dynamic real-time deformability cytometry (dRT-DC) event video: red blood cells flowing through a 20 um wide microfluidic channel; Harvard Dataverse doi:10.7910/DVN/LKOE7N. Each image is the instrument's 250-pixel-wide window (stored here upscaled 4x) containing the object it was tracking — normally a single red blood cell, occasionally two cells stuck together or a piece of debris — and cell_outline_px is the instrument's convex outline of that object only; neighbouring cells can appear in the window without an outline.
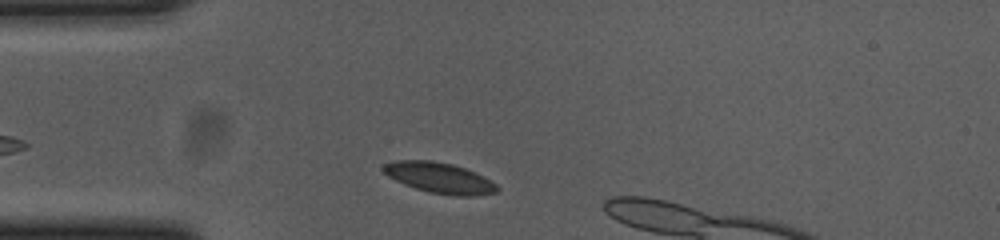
{"species": "common noctule bat (a hibernating species)", "species_latin": "Nyctalus noctula", "temperature_condition": "cold", "stored_images_in_passage": 8, "camera_frame_rate_fps": 3000, "um_per_image_px": 0.085, "animal": {"sex": "female", "body_mass_g": 23.0, "forearm_length_mm": 53.4}, "frame": {"image": 1, "passage_image": 3, "time_ms": 0.667, "image_size_px": [1000, 240], "cell_outline_px": [[500, 188], [496, 192], [472, 196], [456, 196], [428, 192], [404, 184], [388, 176], [380, 168], [384, 164], [400, 160], [428, 160], [452, 164], [464, 168], [496, 184]], "centroid_in_image_um": [37.32, 15.12], "position_along_channel_um": 47.7, "area_um2": 19.94}}
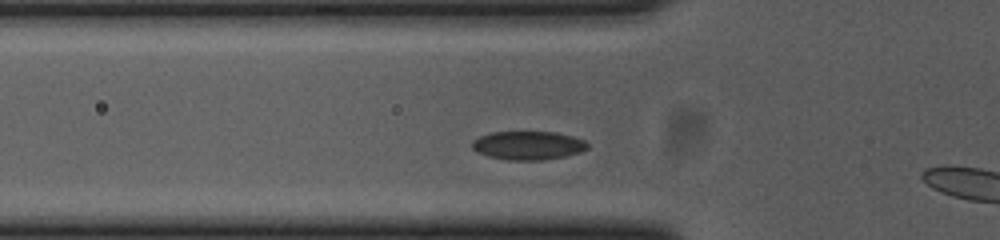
{"frame": {"image": 2, "passage_image": 7, "time_ms": 2.0, "image_size_px": [1000, 240], "cell_outline_px": [[588, 148], [580, 152], [564, 156], [544, 160], [508, 160], [488, 156], [476, 152], [472, 148], [472, 140], [480, 136], [492, 132], [556, 132], [572, 136], [584, 140], [588, 144]], "centroid_in_image_um": [44.87, 12.36], "position_along_channel_um": 80.9, "area_um2": 19.25}}